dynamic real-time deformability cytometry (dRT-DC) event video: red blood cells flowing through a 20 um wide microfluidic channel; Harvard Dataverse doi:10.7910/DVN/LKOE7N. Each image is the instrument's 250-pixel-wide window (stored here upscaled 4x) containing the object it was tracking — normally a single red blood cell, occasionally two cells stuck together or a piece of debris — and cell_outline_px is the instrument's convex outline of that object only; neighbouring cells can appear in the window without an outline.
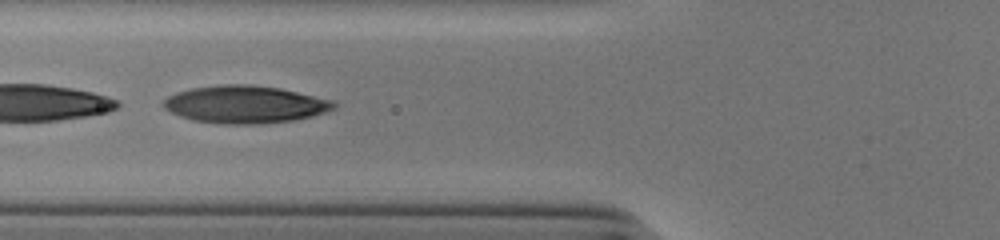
{"species": "human", "species_latin": "Homo sapiens", "temperature_condition": "cold", "stored_images_in_passage": 39, "camera_frame_rate_fps": 3000, "um_per_image_px": 0.085, "donor": {"sex": "male"}, "frame": {"image": 1, "passage_image": 8, "time_ms": 2.333, "image_size_px": [1000, 240], "cell_outline_px": [[336, 108], [312, 116], [292, 120], [256, 124], [224, 124], [192, 120], [180, 116], [164, 108], [160, 104], [168, 96], [176, 92], [192, 88], [220, 84], [248, 84], [280, 88], [336, 100]], "centroid_in_image_um": [20.83, 8.86], "position_along_channel_um": 105.0, "area_um2": 37.4}}
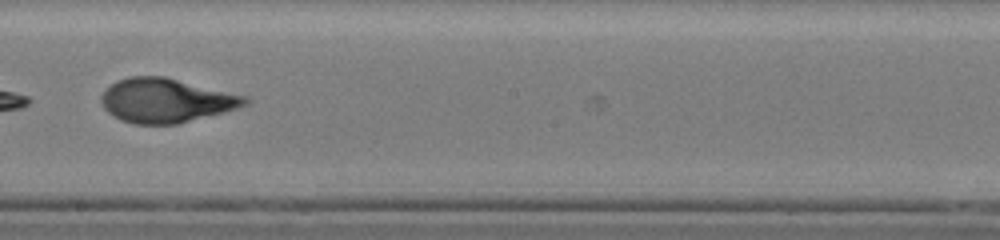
{"frame": {"image": 2, "passage_image": 18, "time_ms": 5.667, "image_size_px": [1000, 240], "cell_outline_px": [[252, 100], [248, 104], [236, 108], [176, 124], [136, 124], [120, 120], [108, 112], [104, 108], [100, 100], [100, 96], [104, 88], [116, 80], [128, 76], [164, 76], [248, 96]], "centroid_in_image_um": [14.08, 8.52], "position_along_channel_um": 234.1, "area_um2": 37.11}}
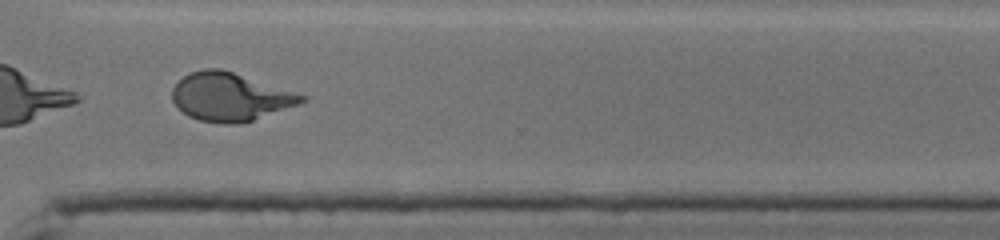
{"frame": {"image": 3, "passage_image": 27, "time_ms": 8.667, "image_size_px": [1000, 240], "cell_outline_px": [[308, 100], [300, 104], [252, 120], [236, 124], [224, 124], [200, 120], [188, 116], [172, 100], [172, 88], [184, 76], [192, 72], [204, 68], [220, 68], [308, 96]], "centroid_in_image_um": [19.58, 8.23], "position_along_channel_um": 351.0, "area_um2": 36.01}, "authors_computed_cell_mechanics": {"area_um2": 36.992, "velocity_mm_per_s": 3.8825, "shape_relaxation_time_tau1_ms": 1.6617, "shape_relaxation_time_tau2_ms": 1.0852, "deformation_change_tau1": 0.3462, "deformation_change_tau2": 0.076}}